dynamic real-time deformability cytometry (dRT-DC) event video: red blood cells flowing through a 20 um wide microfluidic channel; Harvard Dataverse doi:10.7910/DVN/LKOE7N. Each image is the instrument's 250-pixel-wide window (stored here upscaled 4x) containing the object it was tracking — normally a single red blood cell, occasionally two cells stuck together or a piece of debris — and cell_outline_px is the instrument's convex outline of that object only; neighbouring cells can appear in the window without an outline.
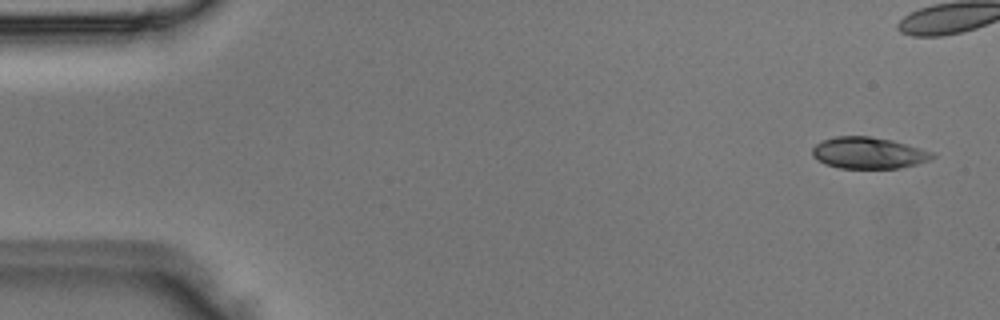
{"species": "Egyptian fruit bat (a non-hibernating species)", "species_latin": "Rousettus aegyptiacus", "temperature_condition": "room temperature", "stored_images_in_passage": 4, "segment_of_instrument_passage": [2, 2], "camera_frame_rate_fps": 3000, "um_per_image_px": 0.085, "animal": {"sex": "male"}, "frame": {"image": 1, "passage_image": 4, "time_ms": 1.0, "image_size_px": [1000, 320], "cell_outline_px": [[936, 156], [928, 160], [916, 164], [896, 168], [840, 168], [824, 164], [812, 156], [812, 148], [816, 144], [824, 140], [836, 136], [872, 136], [892, 140], [932, 152]], "centroid_in_image_um": [73.78, 13.0], "position_along_channel_um": 11.2, "area_um2": 21.85}}